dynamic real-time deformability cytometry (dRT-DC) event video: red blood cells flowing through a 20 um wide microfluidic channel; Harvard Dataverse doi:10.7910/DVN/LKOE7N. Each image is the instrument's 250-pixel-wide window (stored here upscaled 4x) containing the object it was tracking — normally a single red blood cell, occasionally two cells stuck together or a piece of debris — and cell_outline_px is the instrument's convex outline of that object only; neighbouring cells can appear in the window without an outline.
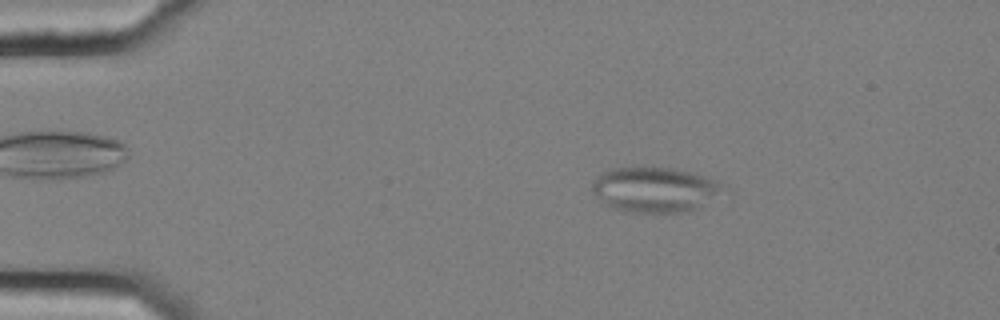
{"species": "common noctule bat (a hibernating species)", "species_latin": "Nyctalus noctula", "temperature_condition": "cold", "stored_images_in_passage": 49, "camera_frame_rate_fps": 3000, "um_per_image_px": 0.085, "animal": {"sex": "female", "body_mass_g": 25.1}, "frame": {"image": 1, "passage_image": 4, "time_ms": 1.0, "image_size_px": [1000, 320], "cell_outline_px": [[724, 184], [696, 208], [680, 212], [624, 212], [612, 208], [596, 196], [592, 192], [592, 180], [600, 172], [612, 168], [672, 168], [688, 172], [716, 180]], "centroid_in_image_um": [55.48, 16.11], "position_along_channel_um": 29.5, "area_um2": 33.35}}
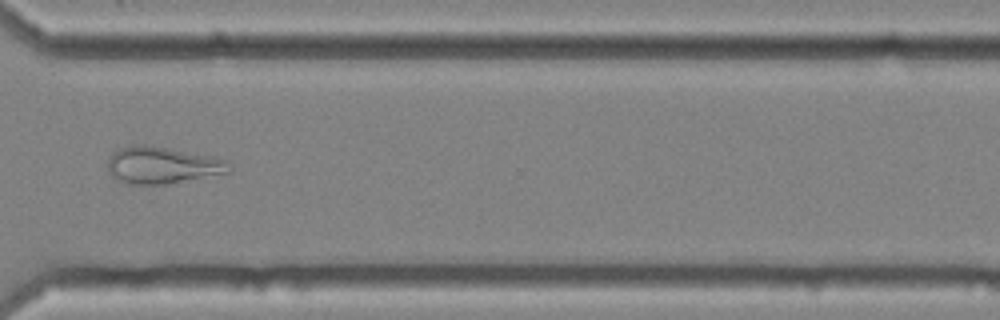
{"frame": {"image": 2, "passage_image": 36, "time_ms": 11.667, "image_size_px": [1000, 320], "cell_outline_px": [[232, 164], [228, 172], [164, 184], [128, 184], [112, 176], [108, 172], [108, 160], [112, 152], [120, 148], [132, 144], [144, 144], [216, 156]], "centroid_in_image_um": [13.76, 14.02], "position_along_channel_um": 356.8, "area_um2": 26.01}}
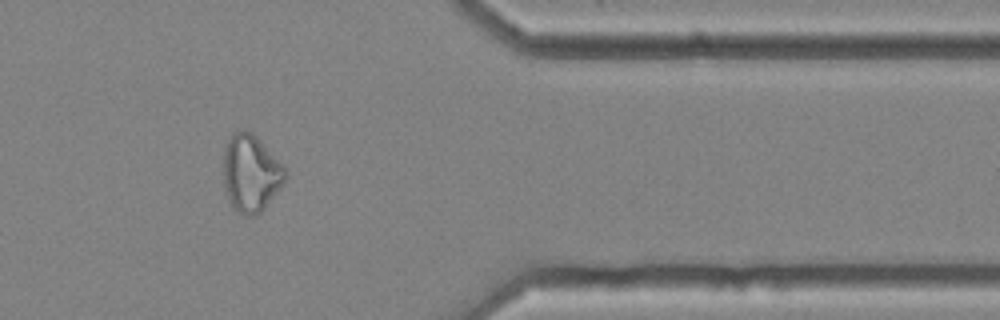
{"frame": {"image": 3, "passage_image": 40, "time_ms": 13.0, "image_size_px": [1000, 320], "cell_outline_px": [[288, 176], [280, 188], [264, 208], [260, 212], [252, 216], [244, 216], [232, 208], [228, 200], [224, 184], [224, 148], [232, 132], [244, 128], [252, 132], [284, 164], [288, 172]], "centroid_in_image_um": [21.33, 14.7], "position_along_channel_um": 390.1, "area_um2": 28.21}, "authors_computed_cell_mechanics": {"area_um2": 27.8018, "velocity_mm_per_s": 3.6779, "shape_relaxation_time_tau1_ms": null, "shape_relaxation_time_tau2_ms": 2.6903, "deformation_change_tau1": null, "deformation_change_tau2": 0.1104}}